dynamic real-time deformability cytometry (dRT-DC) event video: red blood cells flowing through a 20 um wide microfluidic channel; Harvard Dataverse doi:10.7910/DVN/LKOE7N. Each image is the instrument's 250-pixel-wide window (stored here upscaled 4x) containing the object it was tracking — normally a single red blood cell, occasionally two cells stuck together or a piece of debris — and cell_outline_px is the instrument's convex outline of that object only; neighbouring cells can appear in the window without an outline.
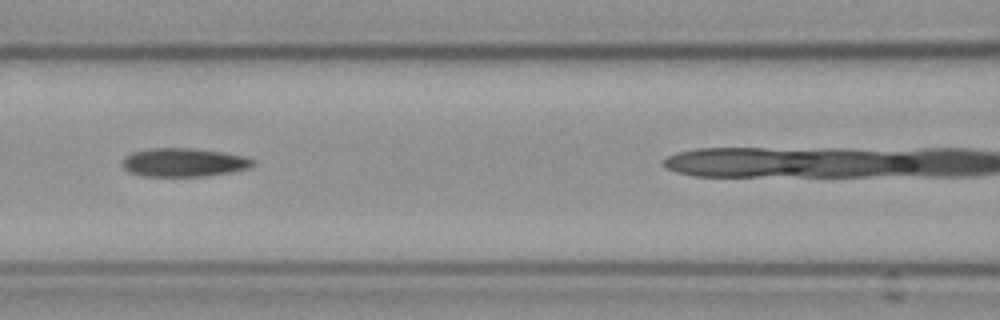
{"species": "Egyptian fruit bat (a non-hibernating species)", "species_latin": "Rousettus aegyptiacus", "temperature_condition": "cold", "stored_images_in_passage": 30, "camera_frame_rate_fps": 3000, "um_per_image_px": 0.085, "frame": {"image": 1, "passage_image": 9, "time_ms": 2.667, "image_size_px": [1000, 320], "cell_outline_px": [[256, 164], [252, 168], [232, 172], [204, 176], [144, 176], [128, 172], [120, 164], [124, 156], [132, 152], [152, 148], [192, 148], [220, 152], [244, 156], [256, 160]], "centroid_in_image_um": [15.63, 13.81], "position_along_channel_um": 151.0, "area_um2": 21.96}}
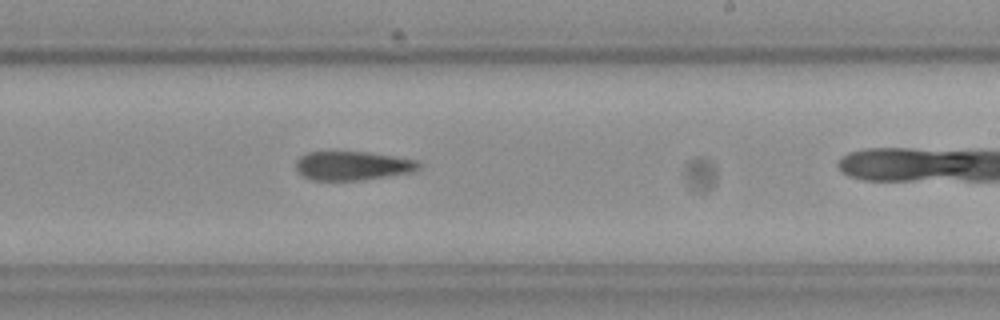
{"frame": {"image": 2, "passage_image": 18, "time_ms": 5.667, "image_size_px": [1000, 320], "cell_outline_px": [[420, 168], [412, 172], [360, 180], [312, 180], [304, 176], [296, 168], [296, 160], [300, 156], [308, 152], [368, 152], [416, 160], [420, 164]], "centroid_in_image_um": [29.95, 14.08], "position_along_channel_um": 259.0, "area_um2": 20.46}}